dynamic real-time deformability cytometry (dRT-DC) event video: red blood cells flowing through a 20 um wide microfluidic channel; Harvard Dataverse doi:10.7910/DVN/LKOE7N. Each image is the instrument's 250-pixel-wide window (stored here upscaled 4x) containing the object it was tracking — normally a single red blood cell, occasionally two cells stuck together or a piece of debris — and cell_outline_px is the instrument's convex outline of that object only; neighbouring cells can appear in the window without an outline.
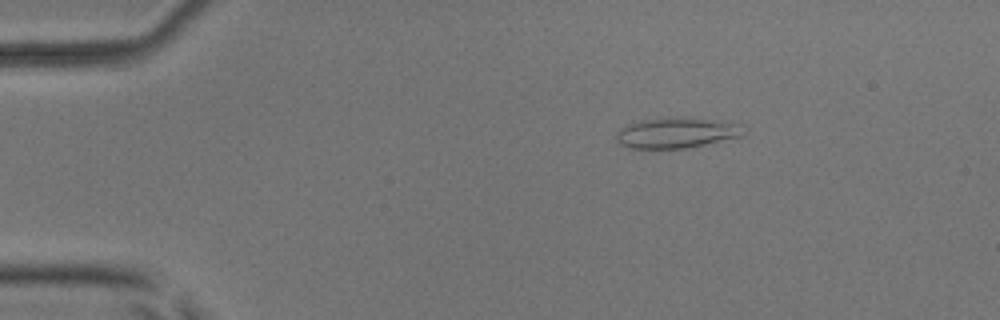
{"species": "common noctule bat (a hibernating species)", "species_latin": "Nyctalus noctula", "temperature_condition": "room temperature", "stored_images_in_passage": 3, "camera_frame_rate_fps": 3000, "um_per_image_px": 0.085, "animal": {"sex": "male", "body_mass_g": 17.9, "forearm_length_mm": 54.2}, "frame": {"image": 1, "passage_image": 1, "time_ms": 0.0, "image_size_px": [1000, 320], "cell_outline_px": [[740, 136], [688, 148], [628, 148], [616, 144], [616, 132], [620, 128], [632, 120], [668, 116], [676, 116], [740, 124]], "centroid_in_image_um": [57.3, 11.27], "position_along_channel_um": 27.7, "area_um2": 22.77}}